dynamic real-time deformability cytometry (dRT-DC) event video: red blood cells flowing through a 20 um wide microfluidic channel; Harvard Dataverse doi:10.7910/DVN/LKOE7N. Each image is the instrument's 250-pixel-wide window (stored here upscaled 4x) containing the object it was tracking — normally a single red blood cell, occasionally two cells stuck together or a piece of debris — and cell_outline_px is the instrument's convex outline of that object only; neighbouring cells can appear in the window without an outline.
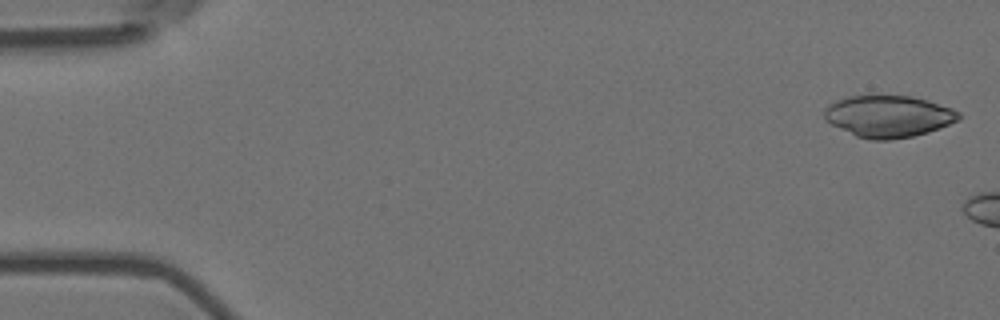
{"species": "Egyptian fruit bat (a non-hibernating species)", "species_latin": "Rousettus aegyptiacus", "temperature_condition": "room temperature", "stored_images_in_passage": 3, "camera_frame_rate_fps": 3000, "um_per_image_px": 0.085, "animal": {"sex": "female"}, "frame": {"image": 1, "passage_image": 1, "time_ms": 0.0, "image_size_px": [1000, 320], "cell_outline_px": [[960, 120], [940, 128], [928, 132], [912, 136], [888, 140], [872, 140], [856, 136], [832, 124], [824, 116], [824, 112], [828, 104], [844, 96], [868, 92], [912, 96], [928, 100], [952, 108], [960, 112]], "centroid_in_image_um": [75.51, 9.83], "position_along_channel_um": 9.5, "area_um2": 33.64}}